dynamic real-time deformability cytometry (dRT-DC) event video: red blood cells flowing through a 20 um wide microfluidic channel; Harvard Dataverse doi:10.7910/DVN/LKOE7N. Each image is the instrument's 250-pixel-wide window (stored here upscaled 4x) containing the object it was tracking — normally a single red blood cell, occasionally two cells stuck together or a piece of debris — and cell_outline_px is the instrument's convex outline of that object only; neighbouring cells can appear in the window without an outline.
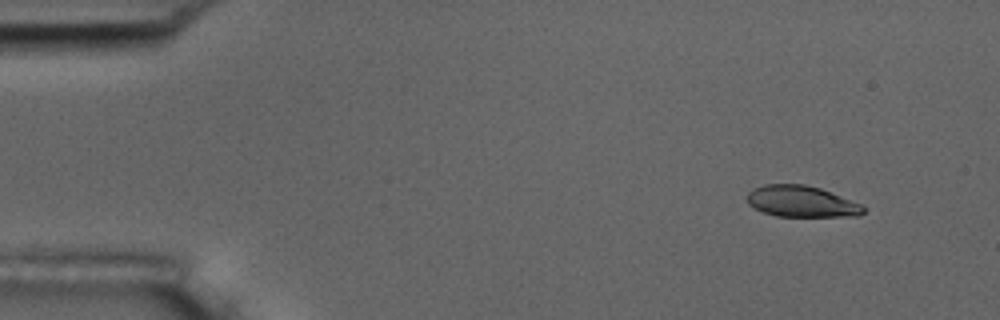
{"species": "common noctule bat (a hibernating species)", "species_latin": "Nyctalus noctula", "temperature_condition": "room temperature", "stored_images_in_passage": 3, "camera_frame_rate_fps": 3000, "um_per_image_px": 0.085, "animal": {"sex": "male", "body_mass_g": 17.5, "forearm_length_mm": 52.3}, "frame": {"image": 1, "passage_image": 1, "time_ms": 0.0, "image_size_px": [1000, 320], "cell_outline_px": [[864, 212], [860, 216], [776, 216], [764, 212], [748, 204], [748, 192], [764, 184], [804, 184], [820, 188], [860, 204], [864, 208]], "centroid_in_image_um": [68.12, 17.12], "position_along_channel_um": 16.9, "area_um2": 20.87}}
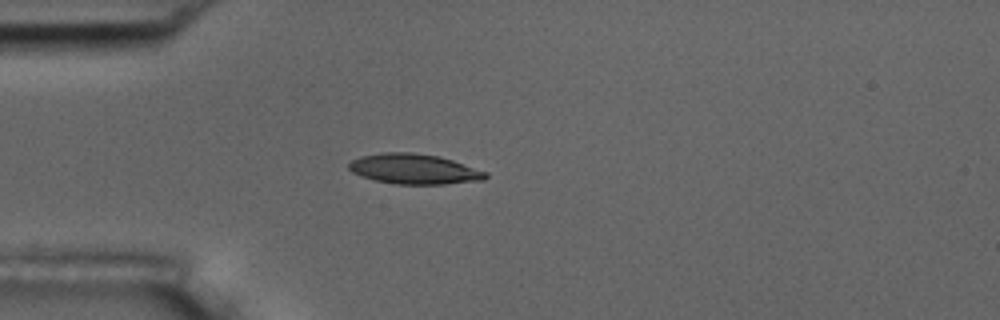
{"frame": {"image": 2, "passage_image": 3, "time_ms": 3.333, "image_size_px": [1000, 320], "cell_outline_px": [[488, 176], [484, 180], [444, 184], [396, 184], [376, 180], [352, 172], [348, 168], [348, 164], [352, 160], [360, 156], [380, 152], [412, 152], [440, 156], [488, 172]], "centroid_in_image_um": [35.21, 14.35], "position_along_channel_um": 49.8, "area_um2": 24.04}}